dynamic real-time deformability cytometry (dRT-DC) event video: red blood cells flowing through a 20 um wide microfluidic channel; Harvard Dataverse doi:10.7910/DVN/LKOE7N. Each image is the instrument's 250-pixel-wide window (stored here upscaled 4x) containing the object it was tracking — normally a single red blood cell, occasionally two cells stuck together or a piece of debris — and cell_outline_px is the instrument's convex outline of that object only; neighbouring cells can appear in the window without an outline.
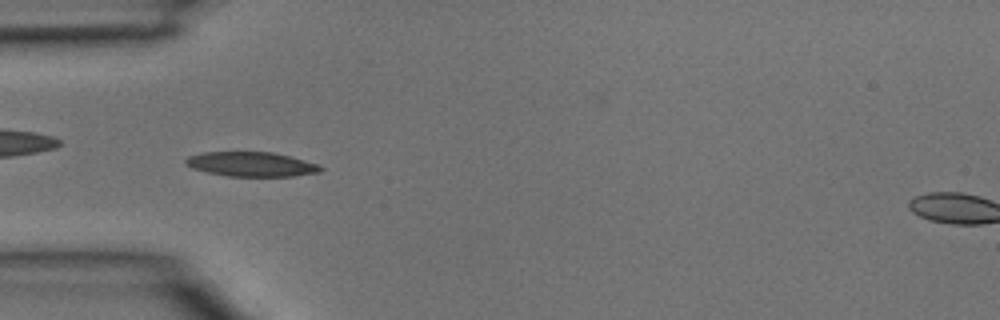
{"species": "common noctule bat (a hibernating species)", "species_latin": "Nyctalus noctula", "temperature_condition": "room temperature", "stored_images_in_passage": 3, "camera_frame_rate_fps": 3000, "um_per_image_px": 0.085, "animal": {"sex": "male", "body_mass_g": 15.6}, "frame": {"image": 1, "passage_image": 2, "time_ms": 0.333, "image_size_px": [1000, 320], "cell_outline_px": [[324, 168], [320, 172], [292, 176], [228, 176], [208, 172], [192, 168], [184, 164], [184, 160], [188, 156], [204, 152], [272, 152], [320, 164]], "centroid_in_image_um": [21.36, 13.96], "position_along_channel_um": 63.6, "area_um2": 19.25}}
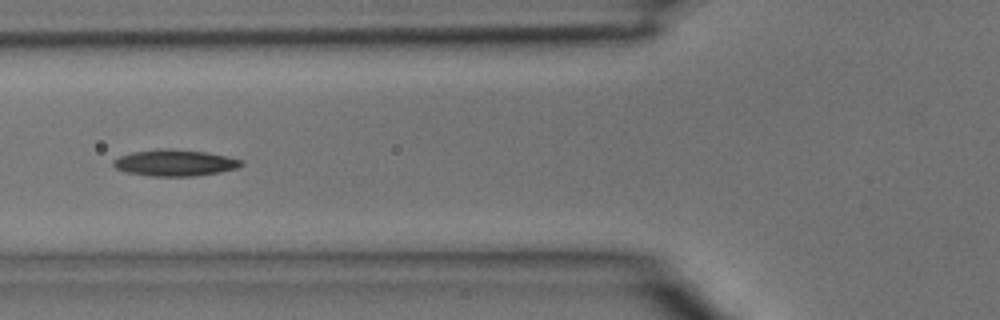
{"frame": {"image": 2, "passage_image": 3, "time_ms": 0.667, "image_size_px": [1000, 320], "cell_outline_px": [[244, 164], [236, 168], [220, 172], [192, 176], [152, 176], [128, 172], [116, 168], [112, 164], [112, 160], [120, 156], [132, 152], [160, 148], [168, 148], [208, 152], [228, 156], [244, 160]], "centroid_in_image_um": [14.89, 13.82], "position_along_channel_um": 110.9, "area_um2": 19.77}}